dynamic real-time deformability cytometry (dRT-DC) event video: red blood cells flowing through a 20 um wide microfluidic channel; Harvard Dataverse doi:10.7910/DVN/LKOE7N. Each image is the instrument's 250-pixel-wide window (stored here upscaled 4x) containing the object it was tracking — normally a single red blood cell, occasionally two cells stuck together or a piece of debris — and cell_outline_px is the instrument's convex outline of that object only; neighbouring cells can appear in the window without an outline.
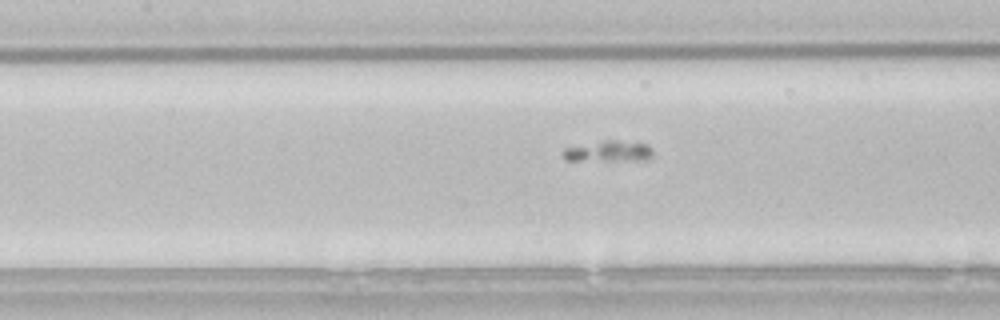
{"species": "common noctule bat (a hibernating species)", "species_latin": "Nyctalus noctula", "temperature_condition": "room temperature", "stored_images_in_passage": 55, "camera_frame_rate_fps": 3000, "um_per_image_px": 0.085, "animal": {"sex": "male", "body_mass_g": 21.5, "forearm_length_mm": 52.0}, "frame": {"image": 1, "passage_image": 26, "time_ms": 8.333, "image_size_px": [1000, 320], "cell_outline_px": [[652, 156], [644, 160], [564, 160], [564, 148], [604, 140], [616, 140], [648, 144], [652, 148]], "centroid_in_image_um": [51.76, 12.85], "position_along_channel_um": 155.6, "area_um2": 10.81}}
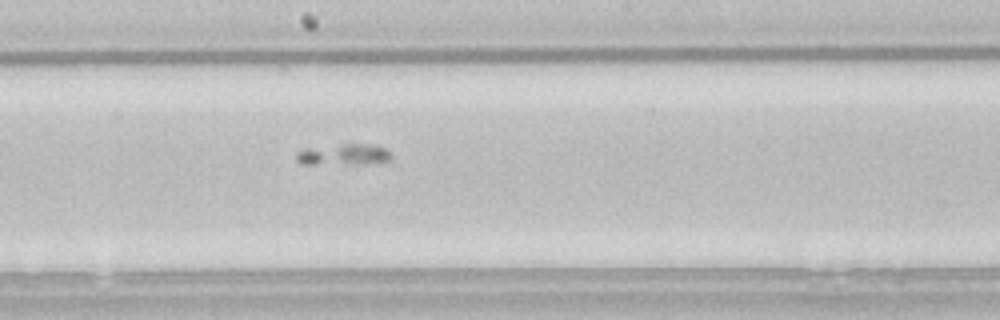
{"frame": {"image": 2, "passage_image": 31, "time_ms": 10.0, "image_size_px": [1000, 320], "cell_outline_px": [[392, 156], [388, 160], [312, 164], [300, 164], [296, 160], [296, 152], [304, 148], [344, 144], [376, 144], [384, 148]], "centroid_in_image_um": [29.09, 13.09], "position_along_channel_um": 219.1, "area_um2": 11.04}}